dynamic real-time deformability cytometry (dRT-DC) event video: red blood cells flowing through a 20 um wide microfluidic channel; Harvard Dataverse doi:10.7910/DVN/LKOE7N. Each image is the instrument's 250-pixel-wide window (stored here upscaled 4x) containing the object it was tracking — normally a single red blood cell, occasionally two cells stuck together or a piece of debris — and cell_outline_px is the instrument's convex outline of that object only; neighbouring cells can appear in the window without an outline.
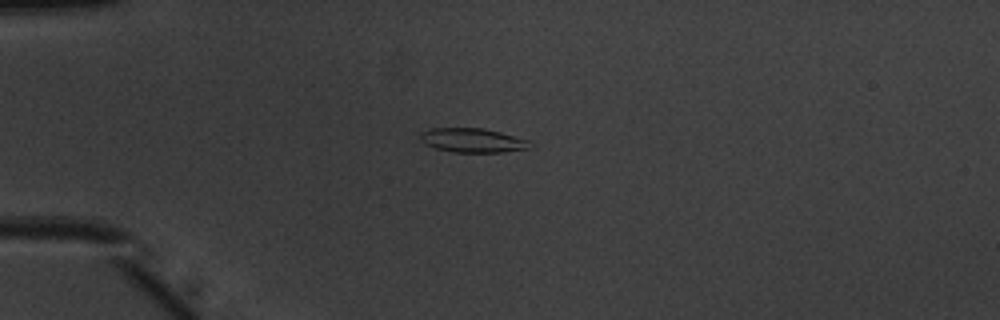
{"species": "common noctule bat (a hibernating species)", "species_latin": "Nyctalus noctula", "temperature_condition": "warm", "stored_images_in_passage": 39, "camera_frame_rate_fps": 3000, "um_per_image_px": 0.085, "animal": {"sex": "male", "body_mass_g": 20.1, "forearm_length_mm": 53.5}, "frame": {"image": 1, "passage_image": 1, "time_ms": 0.0, "image_size_px": [1000, 320], "cell_outline_px": [[536, 148], [500, 152], [452, 152], [436, 148], [424, 144], [420, 140], [420, 132], [432, 128], [484, 128], [500, 132], [528, 140], [536, 144]], "centroid_in_image_um": [40.23, 11.93], "position_along_channel_um": 44.8, "area_um2": 15.72}}
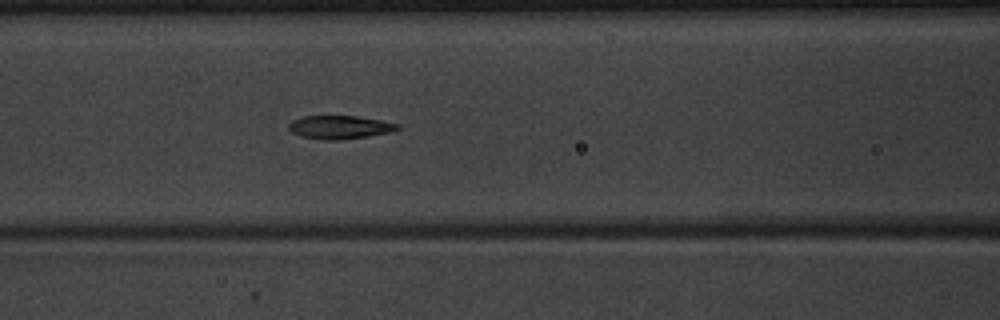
{"frame": {"image": 2, "passage_image": 10, "time_ms": 3.0, "image_size_px": [1000, 320], "cell_outline_px": [[400, 128], [392, 132], [368, 136], [340, 140], [324, 140], [300, 136], [292, 132], [288, 128], [288, 124], [292, 120], [304, 116], [356, 116], [380, 120], [400, 124]], "centroid_in_image_um": [28.88, 10.81], "position_along_channel_um": 137.7, "area_um2": 14.85}}
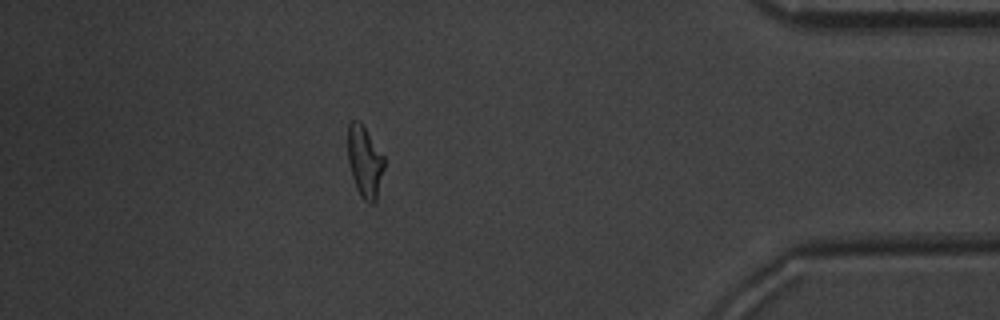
{"frame": {"image": 3, "passage_image": 33, "time_ms": 10.667, "image_size_px": [1000, 320], "cell_outline_px": [[384, 168], [376, 200], [372, 204], [364, 200], [360, 196], [356, 188], [352, 176], [348, 160], [348, 124], [352, 120], [360, 120], [384, 156]], "centroid_in_image_um": [31.0, 13.72], "position_along_channel_um": 404.2, "area_um2": 15.14}, "authors_computed_cell_mechanics": {"area_um2": 15.1436, "velocity_mm_per_s": 3.9645, "shape_relaxation_time_tau1_ms": 5.0123, "shape_relaxation_time_tau2_ms": 2.3897, "deformation_change_tau1": 0.1746, "deformation_change_tau2": 0.0915}}